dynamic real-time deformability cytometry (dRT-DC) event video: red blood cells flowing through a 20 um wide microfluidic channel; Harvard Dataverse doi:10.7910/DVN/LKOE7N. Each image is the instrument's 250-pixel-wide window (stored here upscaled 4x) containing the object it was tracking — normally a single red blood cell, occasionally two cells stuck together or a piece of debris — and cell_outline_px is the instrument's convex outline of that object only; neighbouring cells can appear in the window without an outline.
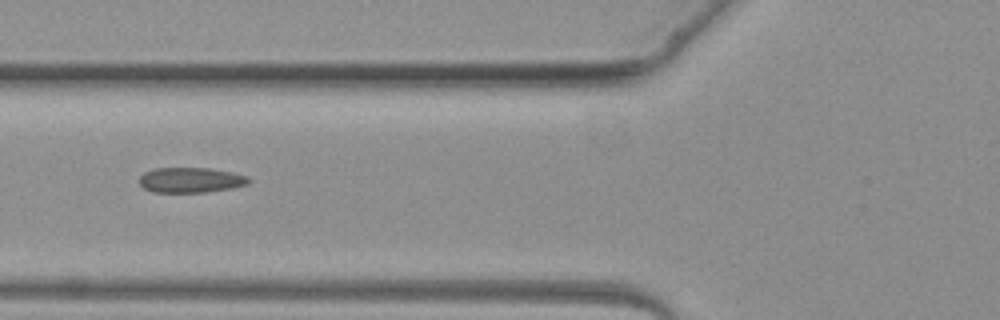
{"species": "common noctule bat (a hibernating species)", "species_latin": "Nyctalus noctula", "temperature_condition": "warm", "stored_images_in_passage": 5, "camera_frame_rate_fps": 3000, "um_per_image_px": 0.085, "animal": {"sex": "female", "body_mass_g": 19.3, "forearm_length_mm": 54.1}, "frame": {"image": 1, "passage_image": 4, "time_ms": 4.0, "image_size_px": [1000, 320], "cell_outline_px": [[252, 180], [248, 184], [232, 188], [204, 192], [152, 192], [144, 188], [140, 184], [140, 176], [144, 172], [152, 168], [208, 168], [232, 172], [248, 176]], "centroid_in_image_um": [16.22, 15.3], "position_along_channel_um": 109.6, "area_um2": 16.13}}
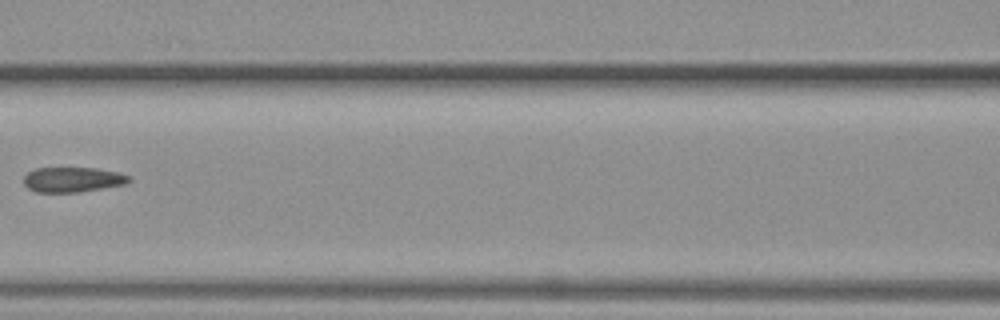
{"frame": {"image": 2, "passage_image": 5, "time_ms": 5.0, "image_size_px": [1000, 320], "cell_outline_px": [[132, 180], [128, 184], [80, 192], [36, 192], [28, 188], [24, 184], [24, 176], [28, 172], [36, 168], [96, 168], [116, 172], [132, 176]], "centroid_in_image_um": [6.22, 15.27], "position_along_channel_um": 160.4, "area_um2": 15.49}}